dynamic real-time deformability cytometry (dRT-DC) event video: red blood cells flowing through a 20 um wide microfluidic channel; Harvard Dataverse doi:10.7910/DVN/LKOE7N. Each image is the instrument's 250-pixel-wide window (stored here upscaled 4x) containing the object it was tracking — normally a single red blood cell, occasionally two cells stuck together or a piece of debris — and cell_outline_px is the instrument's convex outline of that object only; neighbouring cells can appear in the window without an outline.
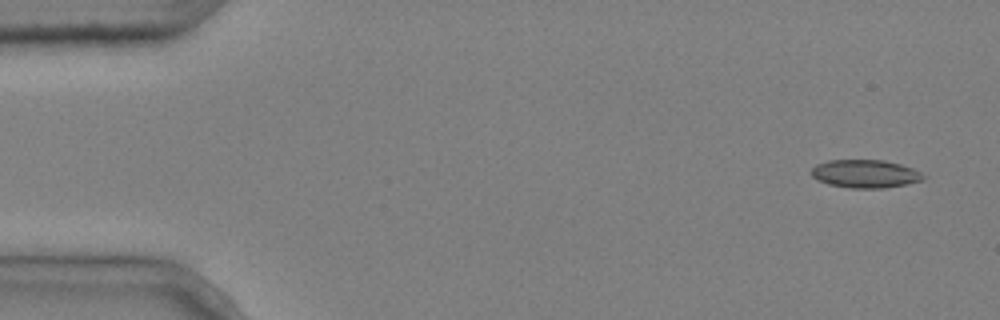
{"species": "common noctule bat (a hibernating species)", "species_latin": "Nyctalus noctula", "temperature_condition": "cold", "stored_images_in_passage": 6, "camera_frame_rate_fps": 3000, "um_per_image_px": 0.085, "animal": {"sex": "male", "body_mass_g": 20.4}, "frame": {"image": 1, "passage_image": 1, "time_ms": 0.0, "image_size_px": [1000, 320], "cell_outline_px": [[924, 180], [908, 184], [884, 188], [852, 188], [828, 184], [816, 180], [812, 176], [812, 168], [816, 164], [828, 160], [884, 160], [900, 164], [912, 168], [920, 172], [924, 176]], "centroid_in_image_um": [73.54, 14.77], "position_along_channel_um": 11.5, "area_um2": 18.38}}
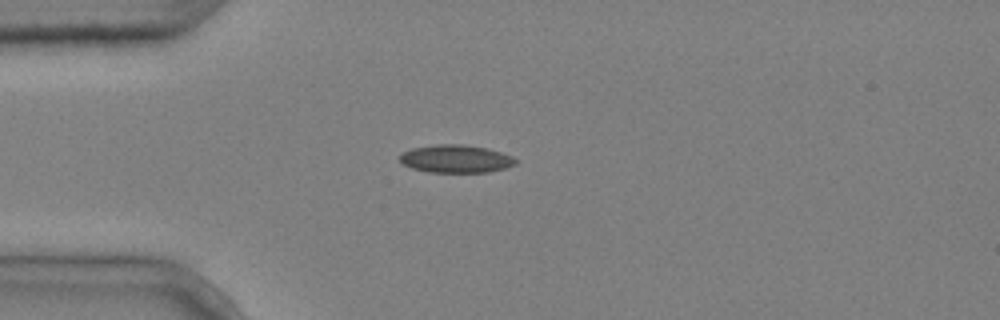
{"frame": {"image": 2, "passage_image": 4, "time_ms": 1.0, "image_size_px": [1000, 320], "cell_outline_px": [[516, 164], [504, 168], [488, 172], [428, 172], [412, 168], [400, 164], [400, 156], [404, 152], [412, 148], [436, 144], [460, 144], [488, 148], [512, 156], [516, 160]], "centroid_in_image_um": [38.73, 13.5], "position_along_channel_um": 46.3, "area_um2": 18.79}}